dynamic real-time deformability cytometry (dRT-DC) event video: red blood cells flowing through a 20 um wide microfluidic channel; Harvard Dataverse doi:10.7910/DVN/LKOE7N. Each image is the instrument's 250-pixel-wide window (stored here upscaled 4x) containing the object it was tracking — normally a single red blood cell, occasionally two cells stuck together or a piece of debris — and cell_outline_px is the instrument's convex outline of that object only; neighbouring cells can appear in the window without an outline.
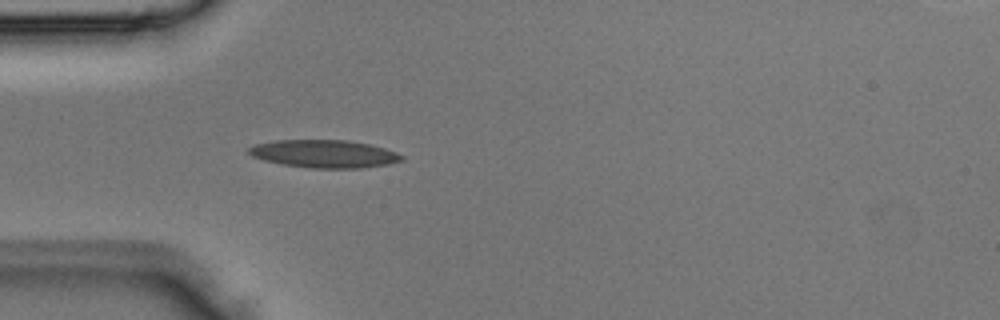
{"species": "Egyptian fruit bat (a non-hibernating species)", "species_latin": "Rousettus aegyptiacus", "temperature_condition": "room temperature", "stored_images_in_passage": 3, "camera_frame_rate_fps": 3000, "um_per_image_px": 0.085, "animal": {"sex": "male"}, "frame": {"image": 1, "passage_image": 3, "time_ms": 0.667, "image_size_px": [1000, 320], "cell_outline_px": [[404, 160], [388, 164], [360, 168], [312, 168], [284, 164], [264, 160], [252, 156], [248, 152], [248, 148], [256, 144], [276, 140], [348, 140], [368, 144], [384, 148], [396, 152], [404, 156]], "centroid_in_image_um": [27.58, 13.07], "position_along_channel_um": 57.4, "area_um2": 24.62}}